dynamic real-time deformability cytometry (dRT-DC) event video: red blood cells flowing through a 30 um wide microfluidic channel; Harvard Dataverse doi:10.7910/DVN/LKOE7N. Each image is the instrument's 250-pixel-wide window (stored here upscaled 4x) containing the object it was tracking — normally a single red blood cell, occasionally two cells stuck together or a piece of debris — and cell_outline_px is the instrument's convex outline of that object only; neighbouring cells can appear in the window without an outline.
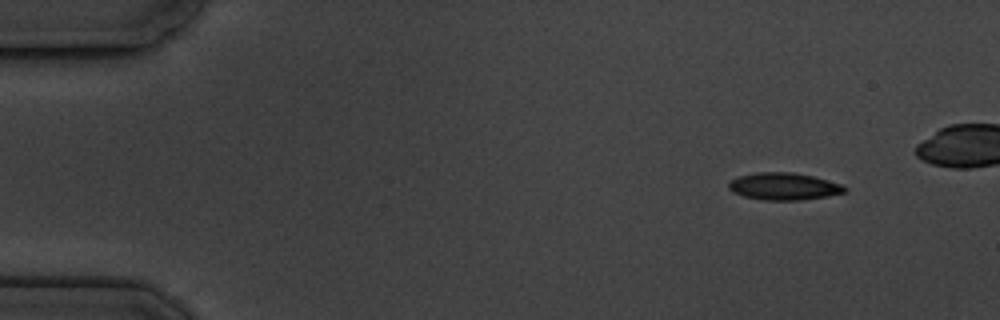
{"species": "common noctule bat (a hibernating species)", "species_latin": "Nyctalus noctula", "temperature_condition": "cold", "stored_images_in_passage": 5, "camera_frame_rate_fps": 3000, "um_per_image_px": 0.085, "animal": {"sex": "male", "body_mass_g": 19.5, "forearm_length_mm": 54.6}, "frame": {"image": 1, "passage_image": 1, "time_ms": 0.0, "image_size_px": [1000, 320], "cell_outline_px": [[848, 188], [844, 192], [828, 196], [800, 200], [764, 200], [744, 196], [732, 192], [728, 188], [728, 184], [732, 180], [740, 176], [756, 172], [796, 172], [844, 184]], "centroid_in_image_um": [66.65, 15.84], "position_along_channel_um": 18.3, "area_um2": 18.44}}